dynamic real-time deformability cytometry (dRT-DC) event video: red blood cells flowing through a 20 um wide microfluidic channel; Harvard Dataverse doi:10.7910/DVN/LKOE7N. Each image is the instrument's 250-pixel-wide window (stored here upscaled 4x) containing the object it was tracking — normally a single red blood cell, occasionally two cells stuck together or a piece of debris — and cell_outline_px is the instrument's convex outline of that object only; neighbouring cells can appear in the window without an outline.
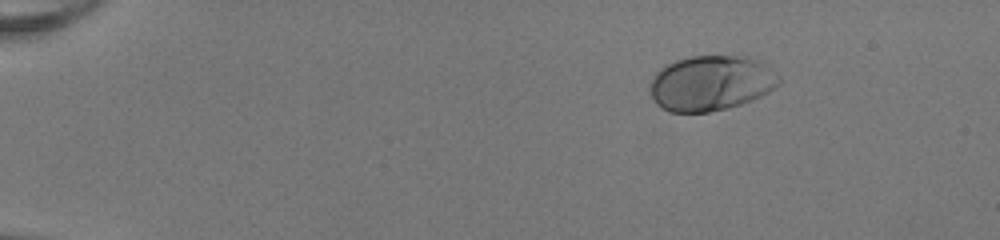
{"species": "human", "species_latin": "Homo sapiens", "temperature_condition": "room temperature", "stored_images_in_passage": 46, "camera_frame_rate_fps": 3000, "um_per_image_px": 0.085, "donor": {"sex": "female"}, "frame": {"image": 1, "passage_image": 2, "time_ms": 0.333, "image_size_px": [1000, 240], "cell_outline_px": [[780, 84], [768, 92], [752, 100], [728, 108], [708, 112], [668, 112], [660, 108], [656, 104], [652, 96], [648, 84], [652, 76], [660, 68], [676, 60], [692, 56], [744, 56], [756, 60], [780, 80]], "centroid_in_image_um": [60.34, 7.09], "position_along_channel_um": 24.7, "area_um2": 41.15}}
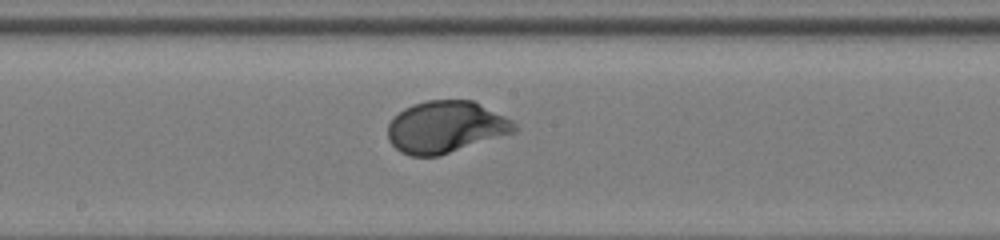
{"frame": {"image": 2, "passage_image": 24, "time_ms": 7.667, "image_size_px": [1000, 240], "cell_outline_px": [[520, 128], [516, 132], [440, 156], [412, 156], [400, 152], [388, 140], [388, 124], [404, 108], [412, 104], [428, 100], [472, 100], [512, 120]], "centroid_in_image_um": [37.9, 10.81], "position_along_channel_um": 210.3, "area_um2": 38.32}}
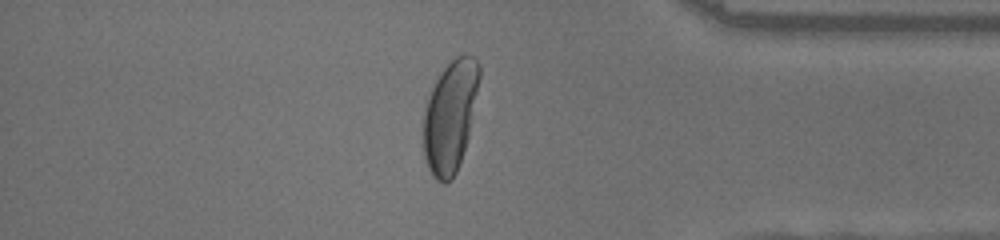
{"frame": {"image": 3, "passage_image": 39, "time_ms": 12.667, "image_size_px": [1000, 240], "cell_outline_px": [[480, 76], [468, 136], [456, 172], [452, 180], [444, 184], [436, 180], [432, 176], [428, 168], [424, 156], [424, 116], [428, 96], [440, 72], [456, 56], [464, 52], [472, 56], [480, 64]], "centroid_in_image_um": [38.26, 9.86], "position_along_channel_um": 396.9, "area_um2": 36.01}, "authors_computed_cell_mechanics": {"area_um2": 37.9457, "velocity_mm_per_s": 4.0528, "shape_relaxation_time_tau1_ms": 2.4794, "shape_relaxation_time_tau2_ms": null, "deformation_change_tau1": 0.1738, "deformation_change_tau2": null}}